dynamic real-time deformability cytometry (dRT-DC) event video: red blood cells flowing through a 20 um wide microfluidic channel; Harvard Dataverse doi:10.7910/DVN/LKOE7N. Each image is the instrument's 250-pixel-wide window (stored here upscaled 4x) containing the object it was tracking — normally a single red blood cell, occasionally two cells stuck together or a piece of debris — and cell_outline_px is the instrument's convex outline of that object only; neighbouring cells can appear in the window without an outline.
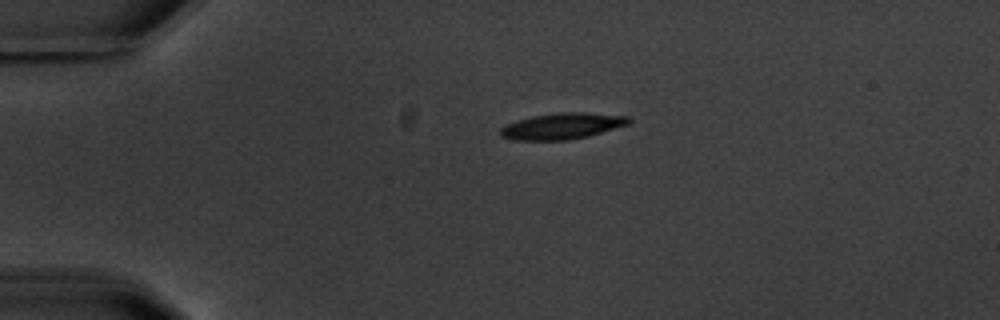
{"species": "common noctule bat (a hibernating species)", "species_latin": "Nyctalus noctula", "temperature_condition": "warm", "stored_images_in_passage": 2, "camera_frame_rate_fps": 3000, "um_per_image_px": 0.085, "animal": {"sex": "male", "body_mass_g": 20.1, "forearm_length_mm": 53.5}, "frame": {"image": 1, "passage_image": 1, "time_ms": 0.0, "image_size_px": [1000, 320], "cell_outline_px": [[632, 120], [628, 124], [588, 136], [568, 140], [512, 140], [500, 136], [500, 128], [516, 120], [532, 116], [560, 112], [584, 112], [628, 116]], "centroid_in_image_um": [47.76, 10.71], "position_along_channel_um": 37.2, "area_um2": 19.54}}